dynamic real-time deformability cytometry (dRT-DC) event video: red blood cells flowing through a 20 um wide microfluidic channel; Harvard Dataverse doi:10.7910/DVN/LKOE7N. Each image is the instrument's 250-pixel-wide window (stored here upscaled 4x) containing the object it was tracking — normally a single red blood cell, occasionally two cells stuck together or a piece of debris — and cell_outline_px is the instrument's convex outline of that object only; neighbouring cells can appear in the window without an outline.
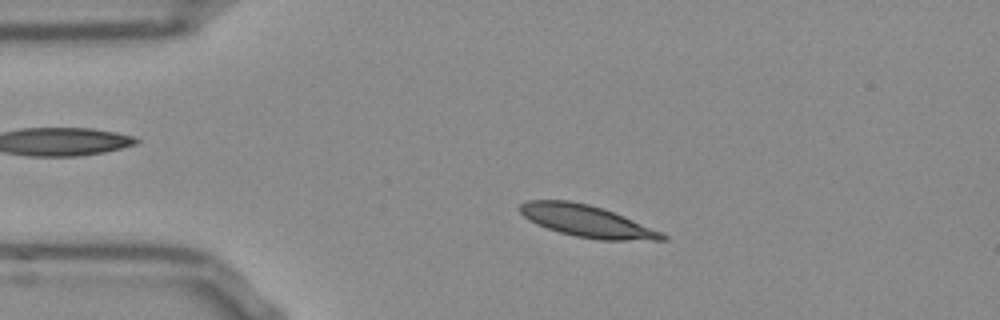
{"species": "Egyptian fruit bat (a non-hibernating species)", "species_latin": "Rousettus aegyptiacus", "temperature_condition": "room temperature", "stored_images_in_passage": 47, "camera_frame_rate_fps": 3000, "um_per_image_px": 0.085, "frame": {"image": 1, "passage_image": 5, "time_ms": 1.333, "image_size_px": [1000, 320], "cell_outline_px": [[668, 240], [600, 240], [576, 236], [560, 232], [536, 224], [528, 220], [516, 208], [520, 204], [528, 200], [568, 200], [588, 204], [604, 208], [624, 216], [660, 232], [668, 236]], "centroid_in_image_um": [49.84, 18.78], "position_along_channel_um": 35.2, "area_um2": 26.3}}
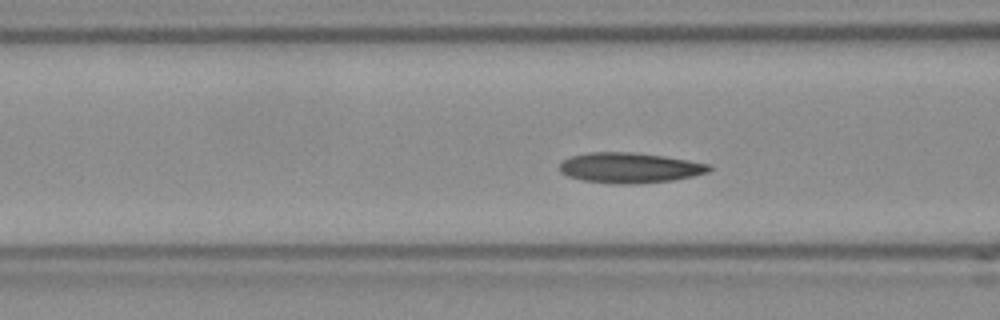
{"frame": {"image": 2, "passage_image": 14, "time_ms": 4.333, "image_size_px": [1000, 320], "cell_outline_px": [[712, 168], [708, 172], [692, 176], [672, 180], [632, 184], [612, 184], [584, 180], [568, 176], [560, 172], [560, 164], [564, 160], [572, 156], [588, 152], [632, 152], [664, 156], [712, 164]], "centroid_in_image_um": [53.54, 14.26], "position_along_channel_um": 113.1, "area_um2": 26.36}}
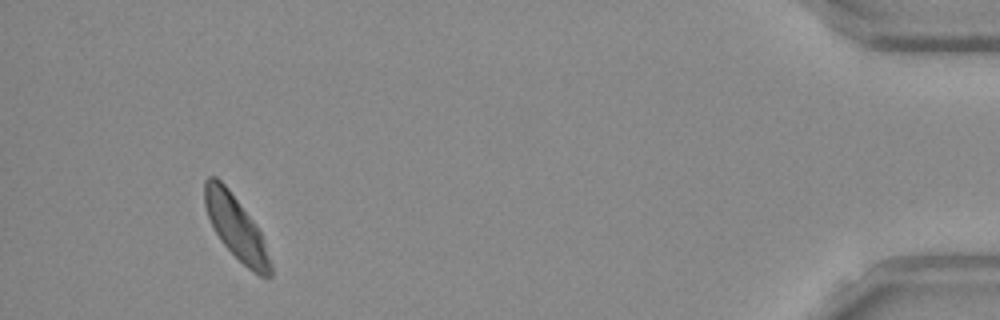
{"frame": {"image": 3, "passage_image": 44, "time_ms": 14.333, "image_size_px": [1000, 320], "cell_outline_px": [[272, 276], [260, 276], [252, 272], [220, 240], [208, 216], [204, 204], [204, 180], [208, 176], [216, 176], [228, 188], [256, 224], [260, 232], [272, 264]], "centroid_in_image_um": [20.05, 19.31], "position_along_channel_um": 415.1, "area_um2": 23.93}, "authors_computed_cell_mechanics": {"area_um2": 25.5476, "velocity_mm_per_s": 3.7556, "shape_relaxation_time_tau1_ms": 2.0578, "shape_relaxation_time_tau2_ms": 4.3945, "deformation_change_tau1": 0.0853, "deformation_change_tau2": 0.0926}}